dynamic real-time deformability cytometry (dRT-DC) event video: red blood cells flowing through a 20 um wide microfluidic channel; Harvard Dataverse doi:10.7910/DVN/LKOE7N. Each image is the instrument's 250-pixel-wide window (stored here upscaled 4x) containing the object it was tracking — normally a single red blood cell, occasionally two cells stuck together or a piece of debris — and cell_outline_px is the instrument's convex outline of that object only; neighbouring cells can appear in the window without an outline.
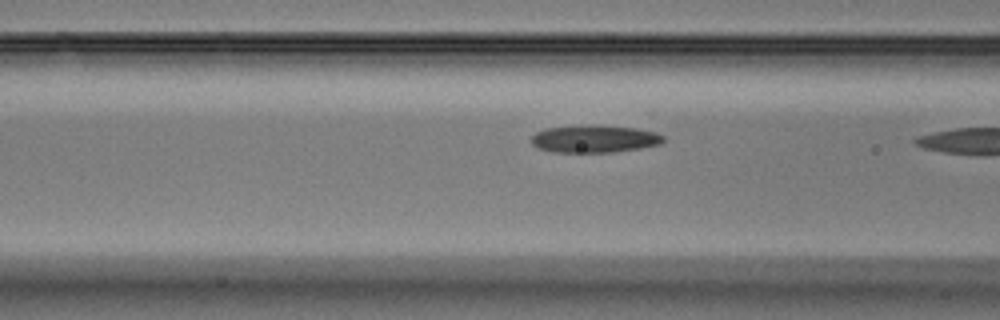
{"species": "Egyptian fruit bat (a non-hibernating species)", "species_latin": "Rousettus aegyptiacus", "temperature_condition": "warm", "stored_images_in_passage": 9, "camera_frame_rate_fps": 3000, "um_per_image_px": 0.085, "animal": {"sex": "male"}, "frame": {"image": 1, "passage_image": 8, "time_ms": 2.333, "image_size_px": [1000, 320], "cell_outline_px": [[664, 140], [660, 144], [640, 148], [612, 152], [552, 152], [536, 148], [532, 144], [532, 136], [536, 132], [544, 128], [648, 128], [664, 136]], "centroid_in_image_um": [50.56, 11.85], "position_along_channel_um": 116.0, "area_um2": 20.17}}